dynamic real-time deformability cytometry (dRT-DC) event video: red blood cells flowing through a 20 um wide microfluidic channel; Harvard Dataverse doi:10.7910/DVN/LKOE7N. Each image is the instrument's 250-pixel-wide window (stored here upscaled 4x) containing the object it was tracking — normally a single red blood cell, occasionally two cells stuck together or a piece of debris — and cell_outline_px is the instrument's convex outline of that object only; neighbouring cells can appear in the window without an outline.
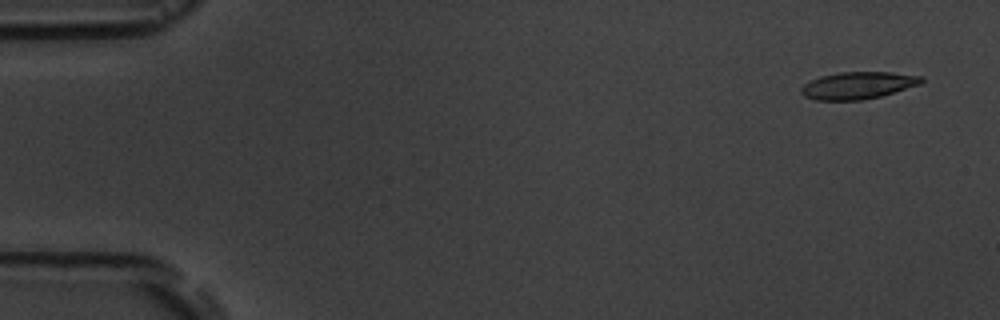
{"species": "common noctule bat (a hibernating species)", "species_latin": "Nyctalus noctula", "temperature_condition": "room temperature", "stored_images_in_passage": 4, "camera_frame_rate_fps": 3000, "um_per_image_px": 0.085, "animal": {"sex": "male", "body_mass_g": 19.5, "forearm_length_mm": 54.6}, "frame": {"image": 1, "passage_image": 1, "time_ms": 0.0, "image_size_px": [1000, 320], "cell_outline_px": [[924, 80], [920, 84], [880, 96], [860, 100], [816, 100], [804, 96], [800, 92], [800, 88], [804, 84], [820, 76], [840, 72], [892, 72], [924, 76]], "centroid_in_image_um": [72.92, 7.25], "position_along_channel_um": 12.1, "area_um2": 18.96}}